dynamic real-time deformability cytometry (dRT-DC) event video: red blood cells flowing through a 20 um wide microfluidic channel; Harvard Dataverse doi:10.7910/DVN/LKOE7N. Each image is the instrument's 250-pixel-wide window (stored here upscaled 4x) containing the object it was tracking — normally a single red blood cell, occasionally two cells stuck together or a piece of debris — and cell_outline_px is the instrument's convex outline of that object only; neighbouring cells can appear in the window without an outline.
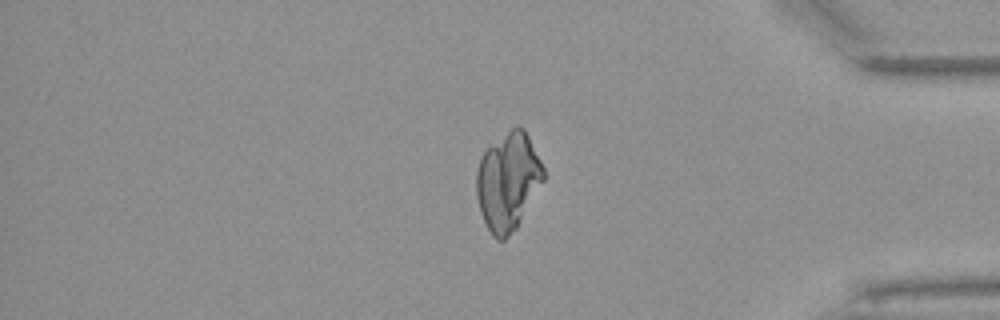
{"species": "Egyptian fruit bat (a non-hibernating species)", "species_latin": "Rousettus aegyptiacus", "temperature_condition": "warm", "stored_images_in_passage": 51, "camera_frame_rate_fps": 3000, "um_per_image_px": 0.085, "animal": {"sex": "female"}, "frame": {"image": 1, "passage_image": 43, "time_ms": 14.0, "image_size_px": [1000, 320], "cell_outline_px": [[544, 180], [516, 228], [504, 240], [496, 240], [492, 236], [480, 212], [476, 196], [476, 172], [480, 156], [492, 144], [516, 124], [524, 128], [544, 168]], "centroid_in_image_um": [43.16, 15.42], "position_along_channel_um": 392.0, "area_um2": 37.97}}